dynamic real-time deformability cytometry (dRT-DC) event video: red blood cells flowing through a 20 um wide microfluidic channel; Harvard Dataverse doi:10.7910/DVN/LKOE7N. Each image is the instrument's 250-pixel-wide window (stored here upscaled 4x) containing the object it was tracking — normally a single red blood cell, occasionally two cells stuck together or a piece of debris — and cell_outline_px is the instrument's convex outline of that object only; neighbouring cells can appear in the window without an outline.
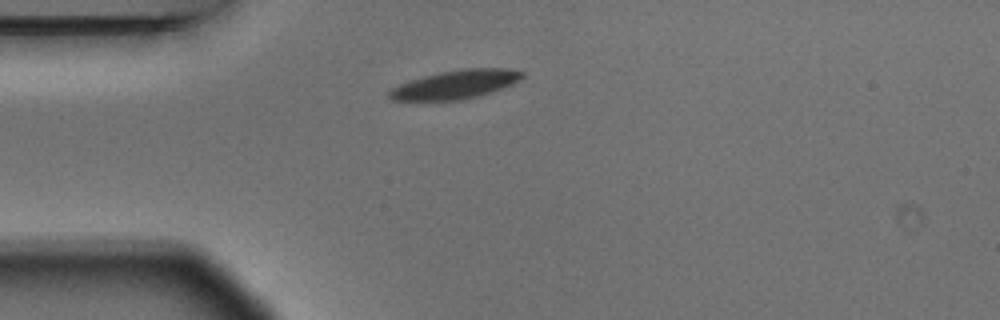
{"species": "Egyptian fruit bat (a non-hibernating species)", "species_latin": "Rousettus aegyptiacus", "temperature_condition": "warm", "stored_images_in_passage": 6, "camera_frame_rate_fps": 3000, "um_per_image_px": 0.085, "animal": {"sex": "male"}, "frame": {"image": 1, "passage_image": 1, "time_ms": 0.0, "image_size_px": [1000, 320], "cell_outline_px": [[524, 76], [520, 80], [512, 84], [476, 96], [460, 100], [392, 100], [388, 96], [388, 92], [392, 88], [400, 84], [424, 76], [440, 72], [464, 68], [508, 68], [524, 72]], "centroid_in_image_um": [38.73, 7.17], "position_along_channel_um": 46.3, "area_um2": 21.85}}
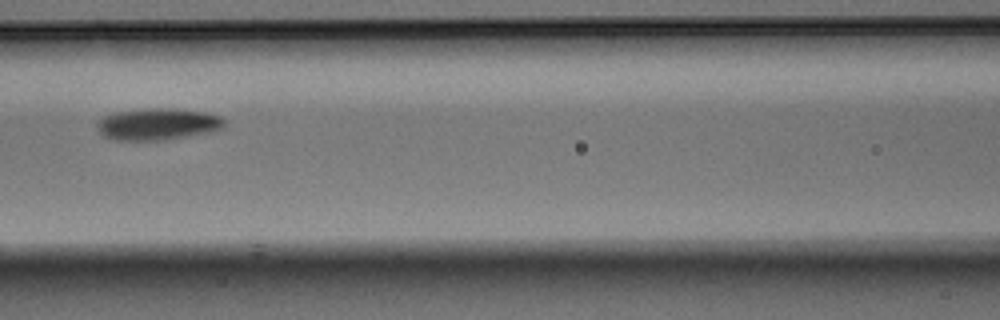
{"frame": {"image": 2, "passage_image": 4, "time_ms": 1.0, "image_size_px": [1000, 320], "cell_outline_px": [[224, 128], [212, 132], [164, 140], [116, 140], [104, 136], [100, 132], [96, 124], [104, 116], [116, 112], [148, 108], [168, 108], [204, 112], [220, 116], [224, 120]], "centroid_in_image_um": [13.43, 10.55], "position_along_channel_um": 153.2, "area_um2": 23.47}}
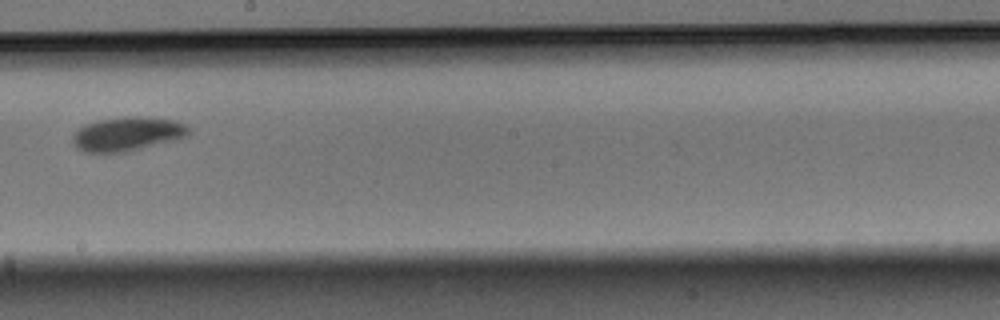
{"frame": {"image": 3, "passage_image": 6, "time_ms": 1.667, "image_size_px": [1000, 320], "cell_outline_px": [[192, 128], [188, 136], [176, 140], [124, 152], [84, 152], [72, 140], [72, 136], [84, 124], [100, 120], [124, 116], [144, 116], [176, 120]], "centroid_in_image_um": [10.9, 11.36], "position_along_channel_um": 237.3, "area_um2": 23.0}}